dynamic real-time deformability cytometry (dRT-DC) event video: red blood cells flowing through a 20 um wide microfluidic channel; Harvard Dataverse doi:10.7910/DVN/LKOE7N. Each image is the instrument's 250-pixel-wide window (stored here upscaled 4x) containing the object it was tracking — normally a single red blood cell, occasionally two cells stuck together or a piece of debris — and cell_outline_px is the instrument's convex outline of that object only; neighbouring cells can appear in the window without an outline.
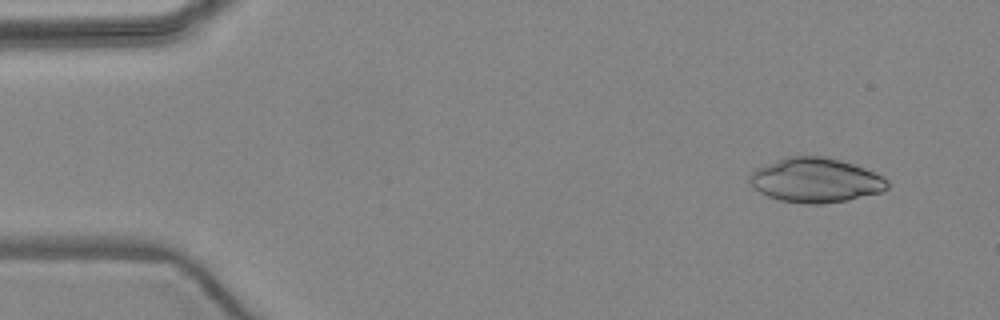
{"species": "common noctule bat (a hibernating species)", "species_latin": "Nyctalus noctula", "temperature_condition": "warm", "stored_images_in_passage": 3, "camera_frame_rate_fps": 3000, "um_per_image_px": 0.085, "animal": {"sex": "female", "body_mass_g": 24.6, "forearm_length_mm": 56.2}, "frame": {"image": 1, "passage_image": 1, "time_ms": 0.0, "image_size_px": [1000, 320], "cell_outline_px": [[888, 188], [880, 192], [848, 200], [820, 204], [804, 204], [780, 200], [768, 196], [752, 188], [748, 180], [752, 172], [756, 168], [764, 164], [784, 156], [824, 156], [840, 160], [864, 168], [888, 180]], "centroid_in_image_um": [69.27, 15.31], "position_along_channel_um": 15.7, "area_um2": 35.78}}